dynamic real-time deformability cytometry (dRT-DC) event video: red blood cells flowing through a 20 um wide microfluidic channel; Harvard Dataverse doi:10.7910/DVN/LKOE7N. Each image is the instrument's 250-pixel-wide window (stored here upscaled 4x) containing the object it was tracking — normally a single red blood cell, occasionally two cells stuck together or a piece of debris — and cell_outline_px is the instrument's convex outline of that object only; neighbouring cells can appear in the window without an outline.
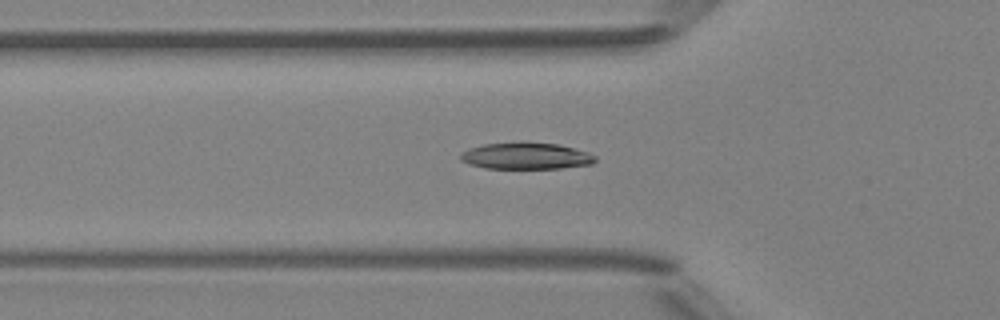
{"species": "Egyptian fruit bat (a non-hibernating species)", "species_latin": "Rousettus aegyptiacus", "temperature_condition": "room temperature", "stored_images_in_passage": 26, "camera_frame_rate_fps": 3000, "um_per_image_px": 0.085, "animal": {"sex": "female"}, "frame": {"image": 1, "passage_image": 4, "time_ms": 1.0, "image_size_px": [1000, 320], "cell_outline_px": [[596, 160], [592, 164], [560, 168], [484, 168], [460, 160], [460, 152], [468, 148], [484, 144], [524, 140], [560, 144], [588, 152], [596, 156]], "centroid_in_image_um": [44.71, 13.22], "position_along_channel_um": 81.1, "area_um2": 21.39}}
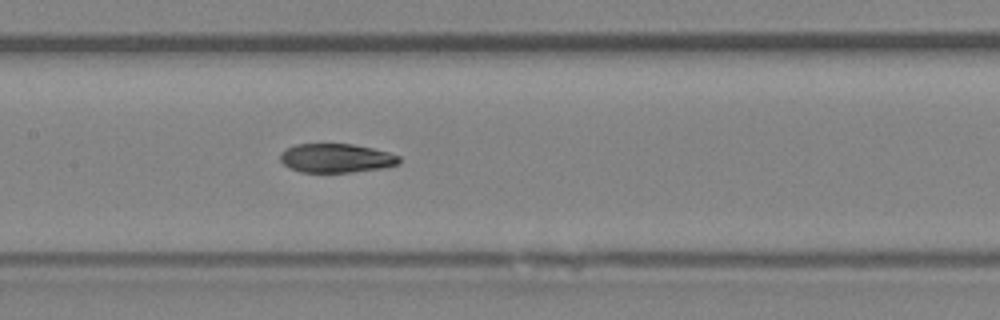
{"frame": {"image": 2, "passage_image": 11, "time_ms": 3.333, "image_size_px": [1000, 320], "cell_outline_px": [[400, 164], [384, 168], [348, 172], [300, 172], [284, 164], [280, 160], [280, 152], [284, 148], [296, 144], [352, 144], [372, 148], [388, 152], [400, 156]], "centroid_in_image_um": [28.58, 13.43], "position_along_channel_um": 178.8, "area_um2": 20.11}}
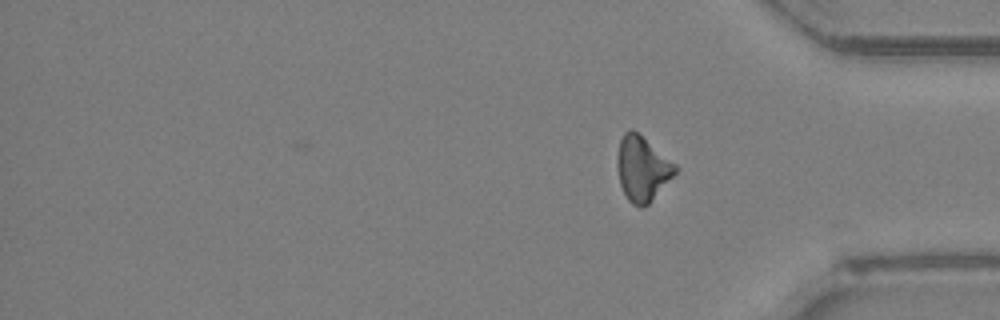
{"frame": {"image": 3, "passage_image": 26, "time_ms": 8.333, "image_size_px": [1000, 320], "cell_outline_px": [[680, 168], [648, 204], [644, 208], [640, 208], [632, 204], [628, 200], [620, 184], [616, 164], [616, 160], [620, 140], [624, 132], [632, 128], [676, 164]], "centroid_in_image_um": [54.58, 14.34], "position_along_channel_um": 380.6, "area_um2": 21.85}}